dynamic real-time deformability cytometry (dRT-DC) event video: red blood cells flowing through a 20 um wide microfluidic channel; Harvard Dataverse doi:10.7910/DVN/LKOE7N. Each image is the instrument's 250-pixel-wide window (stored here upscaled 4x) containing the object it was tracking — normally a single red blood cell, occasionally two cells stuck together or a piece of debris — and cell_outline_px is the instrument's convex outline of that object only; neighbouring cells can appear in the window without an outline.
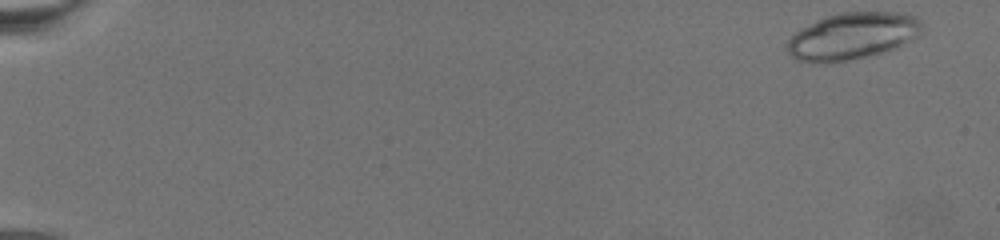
{"species": "common noctule bat (a hibernating species)", "species_latin": "Nyctalus noctula", "temperature_condition": "warm", "stored_images_in_passage": 69, "camera_frame_rate_fps": 3000, "um_per_image_px": 0.085, "animal": {"sex": "female", "body_mass_g": 19.5, "forearm_length_mm": 54.1}, "frame": {"image": 1, "passage_image": 1, "time_ms": 0.0, "image_size_px": [1000, 240], "cell_outline_px": [[920, 32], [912, 40], [896, 48], [864, 56], [844, 60], [820, 64], [816, 64], [796, 60], [784, 48], [788, 40], [796, 32], [816, 20], [840, 12], [904, 12], [916, 16], [920, 20]], "centroid_in_image_um": [72.42, 3.06], "position_along_channel_um": 12.6, "area_um2": 36.65}}
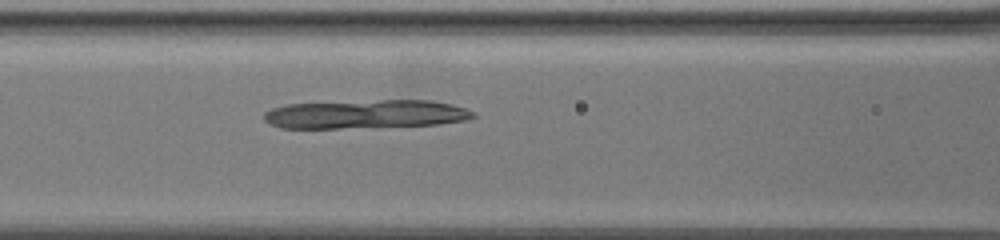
{"frame": {"image": 2, "passage_image": 32, "time_ms": 10.333, "image_size_px": [1000, 240], "cell_outline_px": [[476, 116], [468, 120], [440, 124], [340, 128], [280, 128], [264, 120], [264, 112], [272, 108], [288, 104], [380, 100], [432, 100], [452, 104], [464, 108], [472, 112]], "centroid_in_image_um": [31.09, 9.7], "position_along_channel_um": 135.5, "area_um2": 34.8}}
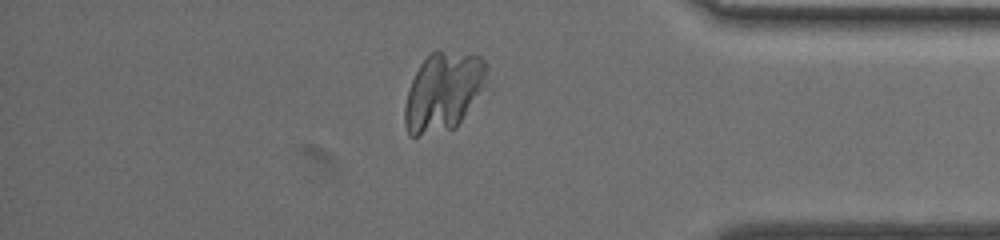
{"frame": {"image": 3, "passage_image": 60, "time_ms": 19.667, "image_size_px": [1000, 240], "cell_outline_px": [[488, 68], [484, 84], [456, 128], [416, 136], [408, 136], [404, 124], [404, 104], [412, 80], [420, 64], [436, 48], [480, 56], [484, 60]], "centroid_in_image_um": [37.64, 7.77], "position_along_channel_um": 397.6, "area_um2": 37.4}}